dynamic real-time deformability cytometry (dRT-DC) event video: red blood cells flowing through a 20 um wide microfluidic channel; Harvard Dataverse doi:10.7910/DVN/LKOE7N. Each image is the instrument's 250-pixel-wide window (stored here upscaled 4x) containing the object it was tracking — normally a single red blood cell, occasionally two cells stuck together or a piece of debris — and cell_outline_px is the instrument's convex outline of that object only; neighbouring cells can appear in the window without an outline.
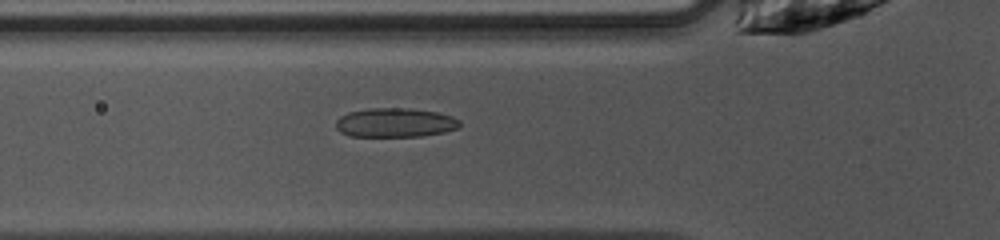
{"species": "common noctule bat (a hibernating species)", "species_latin": "Nyctalus noctula", "temperature_condition": "warm", "stored_images_in_passage": 47, "camera_frame_rate_fps": 3000, "um_per_image_px": 0.085, "animal": {"sex": "female", "body_mass_g": 10.0, "forearm_length_mm": 53.1}, "frame": {"image": 1, "passage_image": 15, "time_ms": 4.667, "image_size_px": [1000, 240], "cell_outline_px": [[460, 124], [456, 128], [444, 132], [420, 136], [352, 136], [340, 132], [336, 128], [336, 120], [340, 116], [348, 112], [368, 108], [408, 108], [436, 112], [452, 116], [460, 120]], "centroid_in_image_um": [33.56, 10.42], "position_along_channel_um": 92.2, "area_um2": 20.98}}
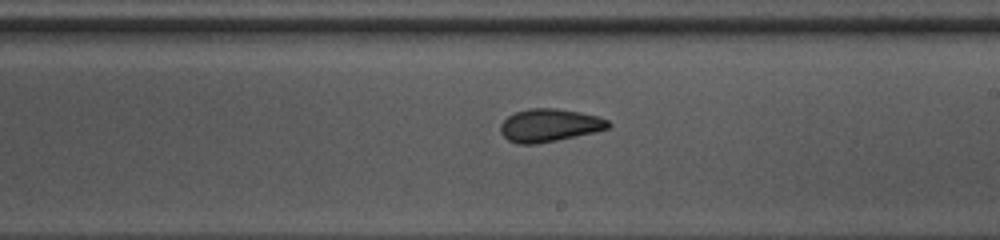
{"frame": {"image": 2, "passage_image": 26, "time_ms": 8.333, "image_size_px": [1000, 240], "cell_outline_px": [[612, 124], [608, 128], [596, 132], [536, 144], [516, 144], [508, 140], [500, 132], [500, 124], [508, 116], [516, 112], [528, 108], [556, 108], [580, 112], [596, 116], [608, 120]], "centroid_in_image_um": [46.69, 10.65], "position_along_channel_um": 242.3, "area_um2": 20.69}}
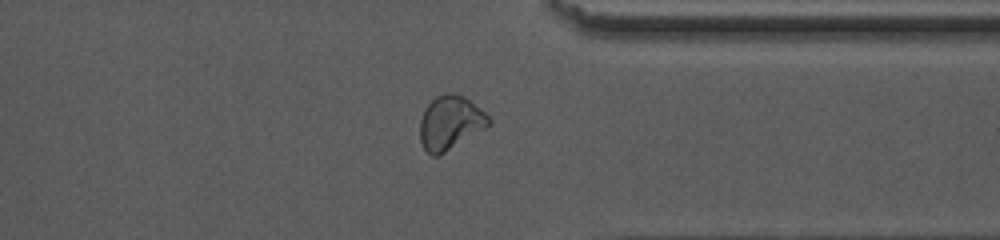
{"frame": {"image": 3, "passage_image": 36, "time_ms": 11.667, "image_size_px": [1000, 240], "cell_outline_px": [[492, 124], [488, 128], [440, 156], [432, 156], [424, 148], [420, 140], [420, 120], [424, 108], [436, 96], [444, 92], [456, 92], [464, 96], [484, 112], [492, 120]], "centroid_in_image_um": [38.29, 10.44], "position_along_channel_um": 373.1, "area_um2": 22.14}, "authors_computed_cell_mechanics": {"area_um2": 21.3282, "velocity_mm_per_s": 4.0722, "shape_relaxation_time_tau1_ms": 4.656, "shape_relaxation_time_tau2_ms": 1.7273, "deformation_change_tau1": 0.1385, "deformation_change_tau2": 0.0605}}